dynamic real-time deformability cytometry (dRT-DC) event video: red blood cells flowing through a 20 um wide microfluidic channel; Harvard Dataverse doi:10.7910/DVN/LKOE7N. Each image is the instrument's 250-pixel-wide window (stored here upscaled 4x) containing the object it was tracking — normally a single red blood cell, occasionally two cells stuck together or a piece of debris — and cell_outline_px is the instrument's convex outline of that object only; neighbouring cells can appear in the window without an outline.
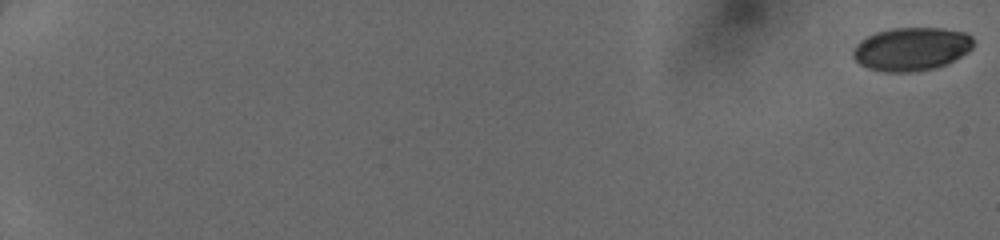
{"species": "human", "species_latin": "Homo sapiens", "temperature_condition": "cold", "stored_images_in_passage": 52, "camera_frame_rate_fps": 3000, "um_per_image_px": 0.085, "donor": {"sex": "female"}, "frame": {"image": 1, "passage_image": 1, "time_ms": 0.0, "image_size_px": [1000, 240], "cell_outline_px": [[972, 48], [968, 52], [948, 64], [936, 68], [916, 72], [884, 72], [868, 68], [860, 64], [852, 56], [852, 48], [860, 40], [876, 32], [892, 28], [940, 28], [964, 32], [972, 36]], "centroid_in_image_um": [77.46, 4.18], "position_along_channel_um": 7.5, "area_um2": 30.63}}
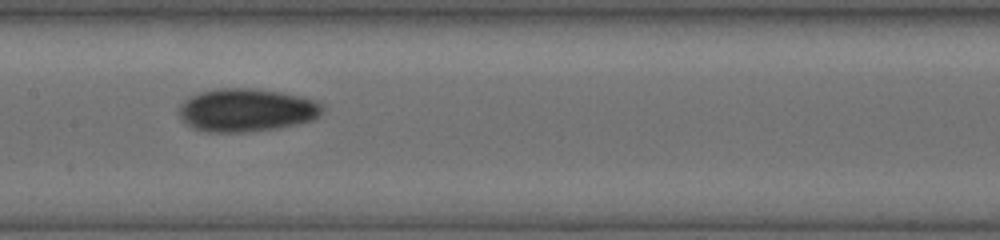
{"frame": {"image": 2, "passage_image": 30, "time_ms": 9.667, "image_size_px": [1000, 240], "cell_outline_px": [[324, 108], [320, 116], [312, 120], [276, 128], [244, 132], [208, 132], [192, 128], [180, 120], [180, 104], [188, 96], [200, 92], [216, 88], [252, 88], [280, 92], [304, 96], [316, 100]], "centroid_in_image_um": [20.93, 9.35], "position_along_channel_um": 186.5, "area_um2": 36.24}}
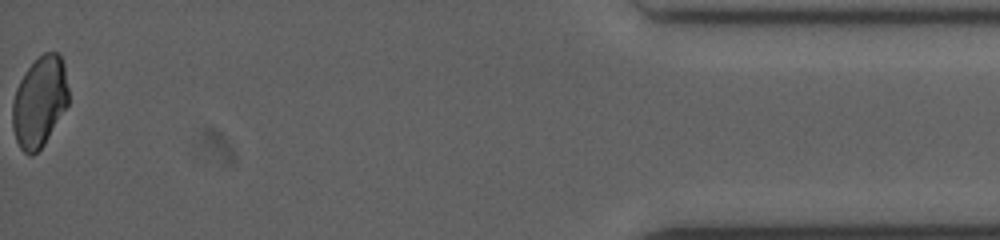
{"frame": {"image": 3, "passage_image": 52, "time_ms": 17.0, "image_size_px": [1000, 240], "cell_outline_px": [[68, 104], [44, 144], [32, 156], [28, 156], [20, 148], [16, 140], [12, 128], [12, 100], [16, 88], [24, 72], [44, 52], [56, 52], [60, 56], [64, 64], [68, 88]], "centroid_in_image_um": [3.34, 8.66], "position_along_channel_um": 431.9, "area_um2": 29.54}}